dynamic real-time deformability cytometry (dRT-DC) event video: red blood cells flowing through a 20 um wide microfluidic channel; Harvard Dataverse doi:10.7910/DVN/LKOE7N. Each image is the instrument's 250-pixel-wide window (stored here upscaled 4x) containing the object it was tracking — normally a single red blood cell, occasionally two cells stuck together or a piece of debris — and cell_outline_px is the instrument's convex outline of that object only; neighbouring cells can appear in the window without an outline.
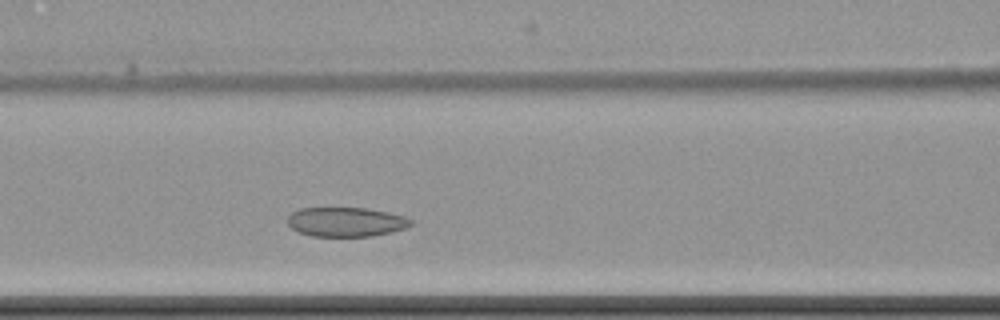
{"species": "common noctule bat (a hibernating species)", "species_latin": "Nyctalus noctula", "temperature_condition": "cold", "stored_images_in_passage": 4, "camera_frame_rate_fps": 3000, "um_per_image_px": 0.085, "animal": {"sex": "female", "body_mass_g": 22.7, "forearm_length_mm": 54.2}, "frame": {"image": 1, "passage_image": 4, "time_ms": 3.667, "image_size_px": [1000, 320], "cell_outline_px": [[412, 224], [404, 228], [392, 232], [372, 236], [312, 236], [300, 232], [292, 228], [288, 224], [288, 216], [292, 212], [300, 208], [368, 208], [388, 212], [404, 216], [412, 220]], "centroid_in_image_um": [29.41, 18.86], "position_along_channel_um": 137.2, "area_um2": 21.04}}